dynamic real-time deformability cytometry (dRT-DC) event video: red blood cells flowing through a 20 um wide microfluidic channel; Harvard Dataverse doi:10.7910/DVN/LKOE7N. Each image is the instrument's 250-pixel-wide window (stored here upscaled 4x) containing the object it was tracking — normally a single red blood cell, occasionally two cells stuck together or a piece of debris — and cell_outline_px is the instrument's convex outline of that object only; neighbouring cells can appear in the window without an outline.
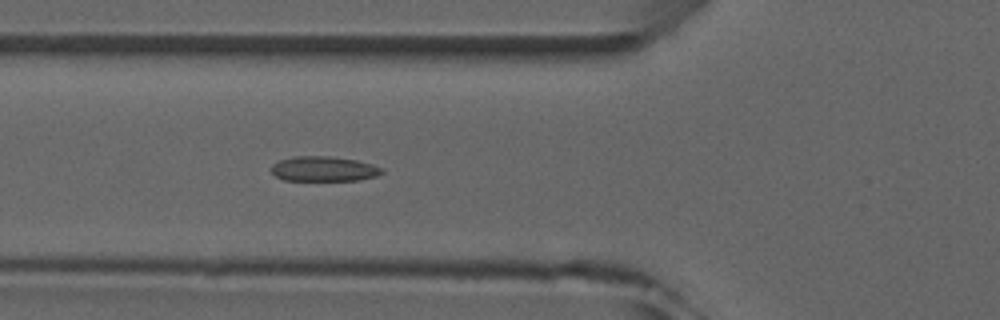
{"species": "common noctule bat (a hibernating species)", "species_latin": "Nyctalus noctula", "temperature_condition": "room temperature", "stored_images_in_passage": 5, "camera_frame_rate_fps": 3000, "um_per_image_px": 0.085, "animal": {"sex": "male", "forearm_length_mm": 52.5}, "frame": {"image": 1, "passage_image": 5, "time_ms": 4.667, "image_size_px": [1000, 320], "cell_outline_px": [[384, 172], [376, 176], [360, 180], [284, 180], [276, 176], [272, 172], [272, 164], [280, 160], [292, 156], [332, 156], [356, 160], [372, 164], [384, 168]], "centroid_in_image_um": [27.55, 14.35], "position_along_channel_um": 98.3, "area_um2": 16.13}}